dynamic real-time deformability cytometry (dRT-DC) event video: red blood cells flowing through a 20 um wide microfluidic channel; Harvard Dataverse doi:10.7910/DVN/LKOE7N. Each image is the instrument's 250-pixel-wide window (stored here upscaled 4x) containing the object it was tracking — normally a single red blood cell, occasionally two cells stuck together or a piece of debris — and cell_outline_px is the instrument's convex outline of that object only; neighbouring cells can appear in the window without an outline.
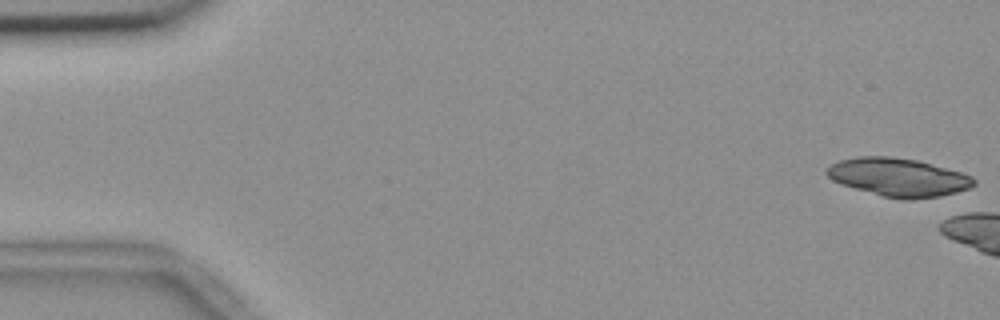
{"species": "common noctule bat (a hibernating species)", "species_latin": "Nyctalus noctula", "temperature_condition": "room temperature", "stored_images_in_passage": 6, "camera_frame_rate_fps": 3000, "um_per_image_px": 0.085, "animal": {"sex": "female", "body_mass_g": 18.4}, "frame": {"image": 1, "passage_image": 1, "time_ms": 0.0, "image_size_px": [1000, 320], "cell_outline_px": [[976, 184], [968, 188], [956, 192], [940, 196], [912, 200], [900, 200], [884, 196], [840, 184], [832, 180], [824, 172], [832, 164], [840, 160], [856, 156], [892, 156], [916, 160], [960, 172], [972, 176], [976, 180]], "centroid_in_image_um": [76.35, 15.07], "position_along_channel_um": 8.6, "area_um2": 32.71}}